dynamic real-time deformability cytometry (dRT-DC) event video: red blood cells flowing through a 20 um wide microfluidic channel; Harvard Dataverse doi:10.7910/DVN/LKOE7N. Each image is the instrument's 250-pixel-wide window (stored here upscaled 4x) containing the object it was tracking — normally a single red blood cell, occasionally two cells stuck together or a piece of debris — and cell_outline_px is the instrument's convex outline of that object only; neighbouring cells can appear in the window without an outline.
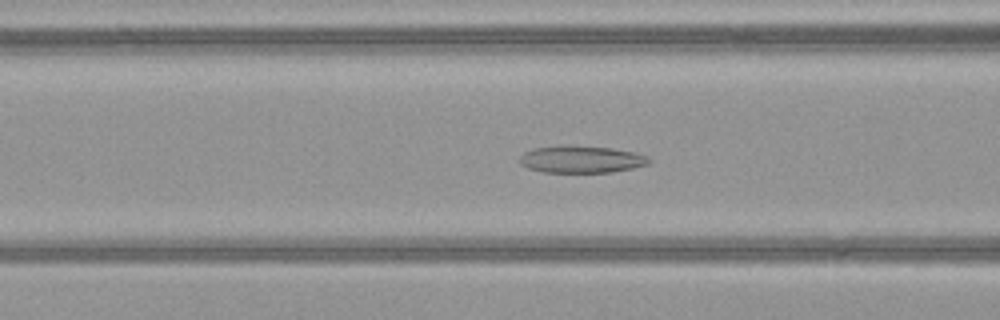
{"species": "common noctule bat (a hibernating species)", "species_latin": "Nyctalus noctula", "temperature_condition": "warm", "stored_images_in_passage": 51, "camera_frame_rate_fps": 3000, "um_per_image_px": 0.085, "animal": {"sex": "female", "body_mass_g": 21.9}, "frame": {"image": 1, "passage_image": 21, "time_ms": 6.667, "image_size_px": [1000, 320], "cell_outline_px": [[652, 160], [648, 164], [632, 168], [612, 172], [544, 172], [528, 168], [520, 164], [520, 156], [524, 152], [532, 148], [560, 144], [572, 144], [612, 148], [636, 152], [648, 156]], "centroid_in_image_um": [49.4, 13.51], "position_along_channel_um": 117.2, "area_um2": 20.92}}
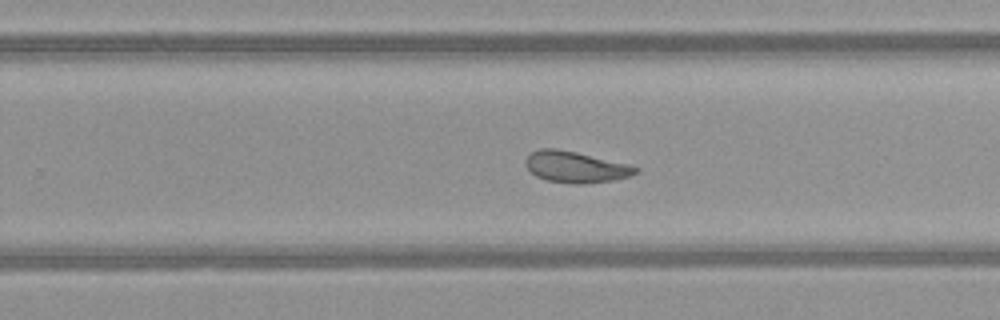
{"frame": {"image": 2, "passage_image": 33, "time_ms": 10.667, "image_size_px": [1000, 320], "cell_outline_px": [[640, 172], [616, 180], [584, 184], [572, 184], [548, 180], [536, 176], [524, 164], [524, 160], [532, 152], [540, 148], [556, 148], [576, 152], [628, 164], [640, 168]], "centroid_in_image_um": [48.94, 14.2], "position_along_channel_um": 280.9, "area_um2": 20.06}}
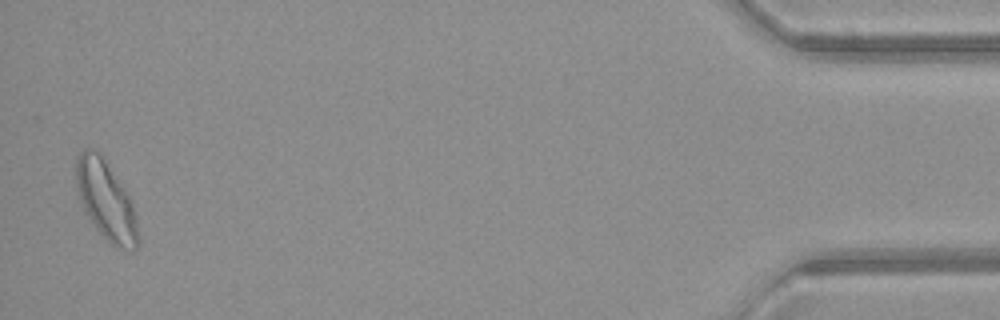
{"frame": {"image": 3, "passage_image": 50, "time_ms": 16.333, "image_size_px": [1000, 320], "cell_outline_px": [[140, 244], [132, 252], [112, 244], [96, 228], [84, 212], [76, 188], [76, 156], [84, 148], [92, 148], [100, 152], [104, 156], [132, 200], [140, 236]], "centroid_in_image_um": [9.02, 17.01], "position_along_channel_um": 426.2, "area_um2": 29.02}, "authors_computed_cell_mechanics": {"area_um2": 22.253, "velocity_mm_per_s": 4.0894, "shape_relaxation_time_tau1_ms": null, "shape_relaxation_time_tau2_ms": 3.3478, "deformation_change_tau1": null, "deformation_change_tau2": 0.1163}}